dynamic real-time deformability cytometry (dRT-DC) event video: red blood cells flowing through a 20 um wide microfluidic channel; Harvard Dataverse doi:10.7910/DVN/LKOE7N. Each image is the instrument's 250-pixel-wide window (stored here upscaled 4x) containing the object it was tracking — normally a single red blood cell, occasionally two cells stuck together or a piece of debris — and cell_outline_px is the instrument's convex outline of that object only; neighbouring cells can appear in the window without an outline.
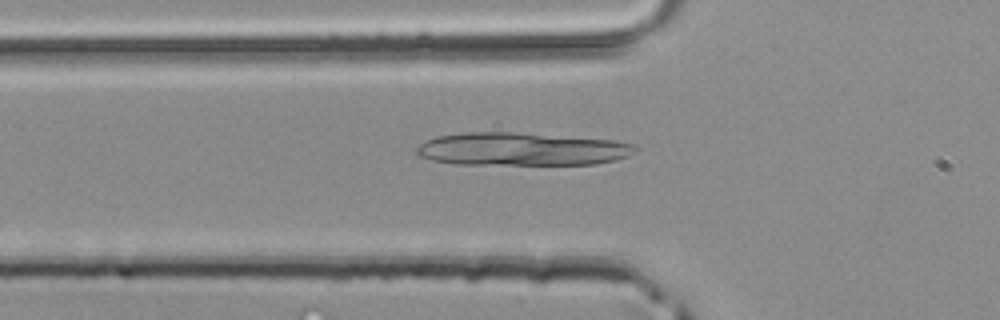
{"species": "common noctule bat (a hibernating species)", "species_latin": "Nyctalus noctula", "temperature_condition": "room temperature", "stored_images_in_passage": 31, "camera_frame_rate_fps": 3000, "um_per_image_px": 0.085, "animal": {"sex": "male", "body_mass_g": 20.4}, "frame": {"image": 1, "passage_image": 2, "time_ms": 0.333, "image_size_px": [1000, 320], "cell_outline_px": [[640, 148], [628, 156], [616, 160], [596, 164], [456, 164], [432, 160], [416, 156], [416, 148], [420, 144], [436, 136], [464, 132], [512, 132], [612, 140], [632, 144]], "centroid_in_image_um": [44.31, 12.67], "position_along_channel_um": 81.5, "area_um2": 42.02}}
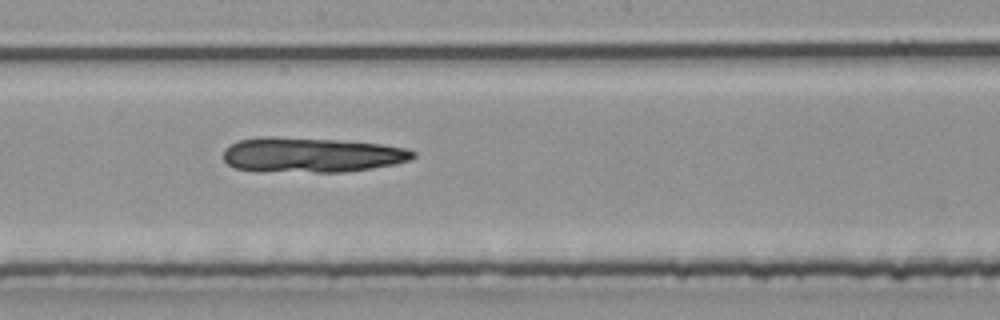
{"frame": {"image": 2, "passage_image": 11, "time_ms": 3.333, "image_size_px": [1000, 320], "cell_outline_px": [[416, 156], [412, 160], [396, 164], [372, 168], [344, 172], [256, 172], [236, 168], [228, 164], [224, 160], [224, 148], [240, 140], [264, 136], [276, 136], [336, 140], [380, 144], [408, 148], [416, 152]], "centroid_in_image_um": [26.48, 13.18], "position_along_channel_um": 221.7, "area_um2": 39.13}}
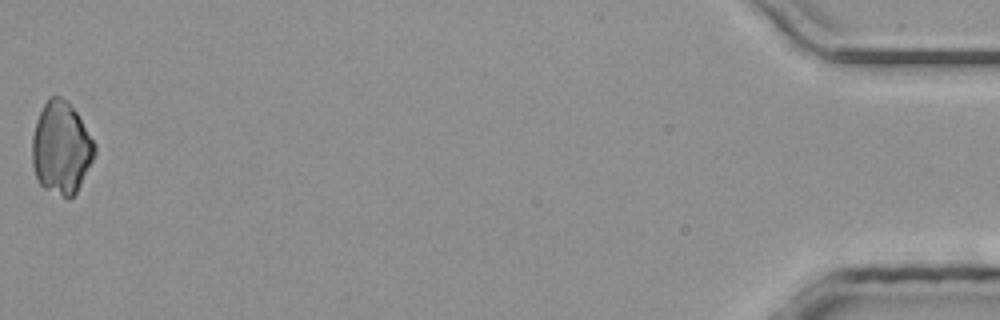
{"frame": {"image": 3, "passage_image": 31, "time_ms": 10.0, "image_size_px": [1000, 320], "cell_outline_px": [[96, 152], [76, 192], [68, 200], [44, 188], [40, 184], [36, 176], [32, 164], [32, 136], [36, 120], [44, 104], [52, 96], [60, 96], [68, 100], [76, 112], [92, 140], [96, 148]], "centroid_in_image_um": [5.17, 12.58], "position_along_channel_um": 430.0, "area_um2": 33.29}}